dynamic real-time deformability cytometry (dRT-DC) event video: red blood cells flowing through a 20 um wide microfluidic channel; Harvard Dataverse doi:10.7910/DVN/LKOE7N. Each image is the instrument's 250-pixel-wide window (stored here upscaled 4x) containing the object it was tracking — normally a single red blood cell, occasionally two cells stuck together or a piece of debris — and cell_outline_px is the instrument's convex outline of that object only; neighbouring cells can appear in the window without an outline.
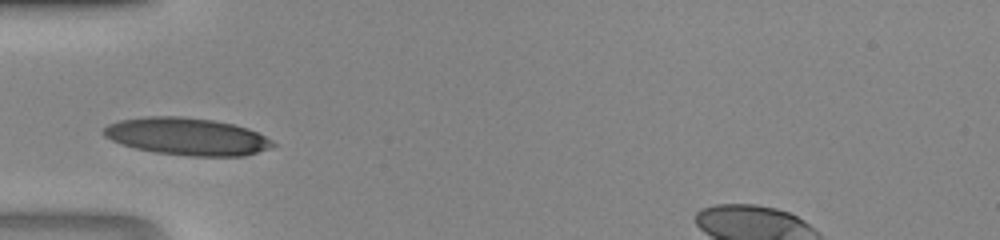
{"species": "human", "species_latin": "Homo sapiens", "temperature_condition": "room temperature", "stored_images_in_passage": 25, "camera_frame_rate_fps": 3000, "um_per_image_px": 0.085, "donor": {"sex": "male"}, "frame": {"image": 1, "passage_image": 1, "time_ms": 0.0, "image_size_px": [1000, 240], "cell_outline_px": [[276, 144], [268, 148], [244, 156], [192, 156], [156, 152], [136, 148], [120, 144], [104, 136], [100, 132], [108, 124], [120, 120], [144, 116], [180, 116], [212, 120], [232, 124], [248, 128], [272, 140]], "centroid_in_image_um": [15.85, 11.59], "position_along_channel_um": 69.2, "area_um2": 36.65}}
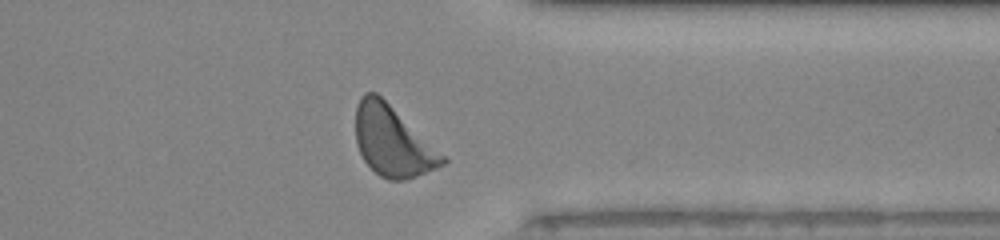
{"frame": {"image": 2, "passage_image": 22, "time_ms": 7.0, "image_size_px": [1000, 240], "cell_outline_px": [[448, 160], [444, 164], [436, 168], [408, 180], [388, 180], [380, 176], [364, 160], [356, 144], [356, 104], [360, 96], [364, 92], [376, 92], [448, 156]], "centroid_in_image_um": [33.41, 12.01], "position_along_channel_um": 378.0, "area_um2": 35.89}}